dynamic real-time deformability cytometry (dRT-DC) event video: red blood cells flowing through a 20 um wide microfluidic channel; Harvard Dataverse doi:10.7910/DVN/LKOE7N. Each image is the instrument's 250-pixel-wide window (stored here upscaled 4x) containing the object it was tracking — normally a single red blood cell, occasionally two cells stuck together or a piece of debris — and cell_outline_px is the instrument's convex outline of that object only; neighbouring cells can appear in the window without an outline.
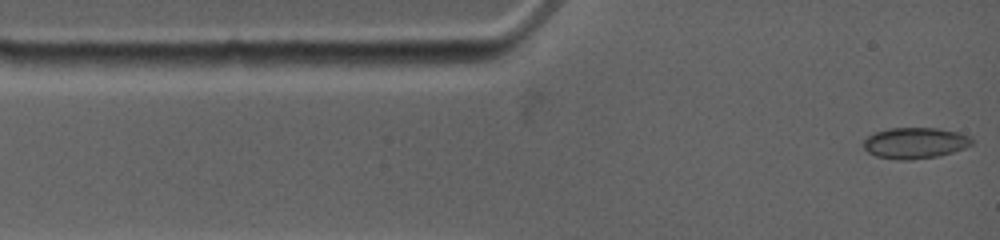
{"species": "common noctule bat (a hibernating species)", "species_latin": "Nyctalus noctula", "temperature_condition": "warm", "stored_images_in_passage": 6, "camera_frame_rate_fps": 4500, "um_per_image_px": 0.085, "animal": {"sex": "female", "body_mass_g": 19.0, "forearm_length_mm": 53.3}, "frame": {"image": 1, "passage_image": 1, "time_ms": 0.0, "image_size_px": [1000, 240], "cell_outline_px": [[972, 144], [964, 148], [940, 156], [908, 160], [896, 160], [876, 156], [868, 152], [864, 148], [864, 140], [868, 136], [876, 132], [888, 128], [936, 128], [956, 132], [972, 136]], "centroid_in_image_um": [77.78, 12.16], "position_along_channel_um": 7.2, "area_um2": 19.59}}